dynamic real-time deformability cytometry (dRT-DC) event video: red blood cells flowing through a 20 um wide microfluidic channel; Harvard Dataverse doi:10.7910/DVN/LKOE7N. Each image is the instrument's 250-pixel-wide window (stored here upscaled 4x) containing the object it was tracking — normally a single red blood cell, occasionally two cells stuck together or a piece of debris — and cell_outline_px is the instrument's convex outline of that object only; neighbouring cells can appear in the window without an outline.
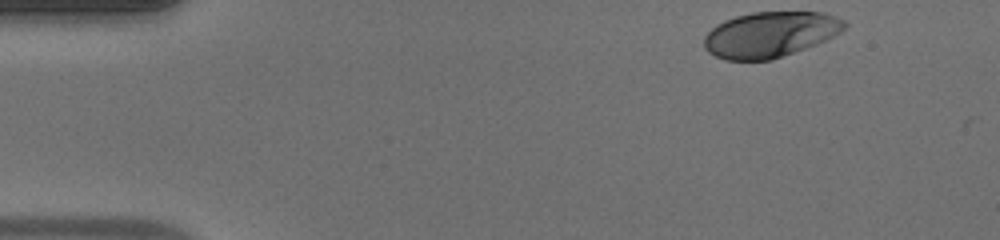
{"species": "human", "species_latin": "Homo sapiens", "temperature_condition": "warm", "stored_images_in_passage": 37, "camera_frame_rate_fps": 3000, "um_per_image_px": 0.085, "donor": {"sex": "male"}, "frame": {"image": 1, "passage_image": 1, "time_ms": 0.0, "image_size_px": [1000, 240], "cell_outline_px": [[848, 24], [840, 32], [816, 44], [772, 60], [724, 60], [708, 52], [704, 48], [704, 36], [716, 24], [724, 20], [736, 16], [752, 12], [824, 12], [836, 16], [844, 20]], "centroid_in_image_um": [65.44, 2.92], "position_along_channel_um": 19.6, "area_um2": 37.28}}
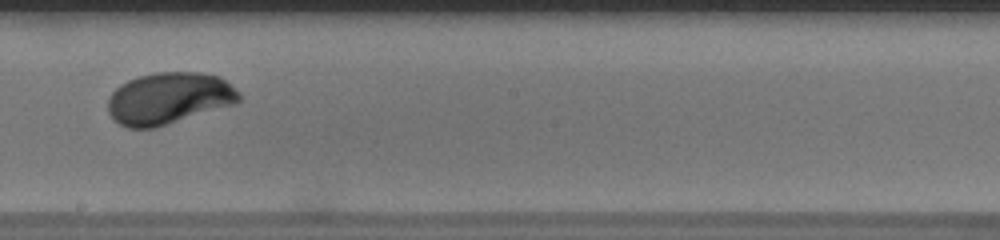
{"frame": {"image": 2, "passage_image": 24, "time_ms": 7.667, "image_size_px": [1000, 240], "cell_outline_px": [[240, 100], [236, 104], [156, 128], [128, 128], [112, 120], [108, 112], [108, 96], [120, 84], [128, 80], [140, 76], [156, 72], [200, 72], [220, 76], [240, 92]], "centroid_in_image_um": [14.35, 8.37], "position_along_channel_um": 233.8, "area_um2": 40.0}}
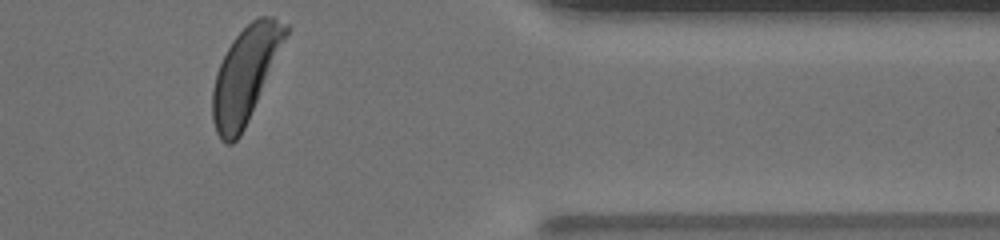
{"frame": {"image": 3, "passage_image": 37, "time_ms": 12.0, "image_size_px": [1000, 240], "cell_outline_px": [[292, 28], [248, 120], [240, 136], [232, 144], [228, 144], [220, 140], [216, 132], [212, 120], [212, 88], [216, 72], [232, 40], [252, 20], [260, 16], [272, 16], [288, 24]], "centroid_in_image_um": [20.87, 6.33], "position_along_channel_um": 390.5, "area_um2": 40.34}, "authors_computed_cell_mechanics": {"area_um2": 39.015, "velocity_mm_per_s": 4.0859, "shape_relaxation_time_tau1_ms": 2.0271, "shape_relaxation_time_tau2_ms": null, "deformation_change_tau1": 0.1593, "deformation_change_tau2": null}}